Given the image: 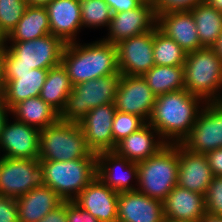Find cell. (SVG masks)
I'll use <instances>...</instances> for the list:
<instances>
[{"mask_svg": "<svg viewBox=\"0 0 222 222\" xmlns=\"http://www.w3.org/2000/svg\"><path fill=\"white\" fill-rule=\"evenodd\" d=\"M178 154L177 185L205 196L214 178L213 171L208 165L205 154L193 153L182 144H178Z\"/></svg>", "mask_w": 222, "mask_h": 222, "instance_id": "obj_19", "label": "cell"}, {"mask_svg": "<svg viewBox=\"0 0 222 222\" xmlns=\"http://www.w3.org/2000/svg\"><path fill=\"white\" fill-rule=\"evenodd\" d=\"M44 185V168L38 158L2 157L0 161L1 196L18 199L33 188Z\"/></svg>", "mask_w": 222, "mask_h": 222, "instance_id": "obj_9", "label": "cell"}, {"mask_svg": "<svg viewBox=\"0 0 222 222\" xmlns=\"http://www.w3.org/2000/svg\"><path fill=\"white\" fill-rule=\"evenodd\" d=\"M67 201L48 213L39 222H67Z\"/></svg>", "mask_w": 222, "mask_h": 222, "instance_id": "obj_41", "label": "cell"}, {"mask_svg": "<svg viewBox=\"0 0 222 222\" xmlns=\"http://www.w3.org/2000/svg\"><path fill=\"white\" fill-rule=\"evenodd\" d=\"M138 165L139 192L146 196L165 201L177 185L179 170L178 144H165L154 155Z\"/></svg>", "mask_w": 222, "mask_h": 222, "instance_id": "obj_4", "label": "cell"}, {"mask_svg": "<svg viewBox=\"0 0 222 222\" xmlns=\"http://www.w3.org/2000/svg\"><path fill=\"white\" fill-rule=\"evenodd\" d=\"M155 15L173 11H190L195 5L204 2V0H152Z\"/></svg>", "mask_w": 222, "mask_h": 222, "instance_id": "obj_36", "label": "cell"}, {"mask_svg": "<svg viewBox=\"0 0 222 222\" xmlns=\"http://www.w3.org/2000/svg\"><path fill=\"white\" fill-rule=\"evenodd\" d=\"M28 7L26 0H0V24L9 35Z\"/></svg>", "mask_w": 222, "mask_h": 222, "instance_id": "obj_34", "label": "cell"}, {"mask_svg": "<svg viewBox=\"0 0 222 222\" xmlns=\"http://www.w3.org/2000/svg\"><path fill=\"white\" fill-rule=\"evenodd\" d=\"M158 29L187 53L204 48L191 11H173L157 15Z\"/></svg>", "mask_w": 222, "mask_h": 222, "instance_id": "obj_21", "label": "cell"}, {"mask_svg": "<svg viewBox=\"0 0 222 222\" xmlns=\"http://www.w3.org/2000/svg\"><path fill=\"white\" fill-rule=\"evenodd\" d=\"M31 67L16 64H3V73H24L29 72Z\"/></svg>", "mask_w": 222, "mask_h": 222, "instance_id": "obj_43", "label": "cell"}, {"mask_svg": "<svg viewBox=\"0 0 222 222\" xmlns=\"http://www.w3.org/2000/svg\"><path fill=\"white\" fill-rule=\"evenodd\" d=\"M50 32L65 44L77 42L82 29L79 0H53L45 6ZM78 36V37H77Z\"/></svg>", "mask_w": 222, "mask_h": 222, "instance_id": "obj_18", "label": "cell"}, {"mask_svg": "<svg viewBox=\"0 0 222 222\" xmlns=\"http://www.w3.org/2000/svg\"><path fill=\"white\" fill-rule=\"evenodd\" d=\"M114 103L92 108L79 122L92 153L113 151L112 123L116 113Z\"/></svg>", "mask_w": 222, "mask_h": 222, "instance_id": "obj_16", "label": "cell"}, {"mask_svg": "<svg viewBox=\"0 0 222 222\" xmlns=\"http://www.w3.org/2000/svg\"><path fill=\"white\" fill-rule=\"evenodd\" d=\"M91 154L79 123L58 119L40 130L39 161H70Z\"/></svg>", "mask_w": 222, "mask_h": 222, "instance_id": "obj_6", "label": "cell"}, {"mask_svg": "<svg viewBox=\"0 0 222 222\" xmlns=\"http://www.w3.org/2000/svg\"><path fill=\"white\" fill-rule=\"evenodd\" d=\"M142 77L146 80L148 86L156 97L172 91L185 89L184 65H155Z\"/></svg>", "mask_w": 222, "mask_h": 222, "instance_id": "obj_30", "label": "cell"}, {"mask_svg": "<svg viewBox=\"0 0 222 222\" xmlns=\"http://www.w3.org/2000/svg\"><path fill=\"white\" fill-rule=\"evenodd\" d=\"M0 132L2 157L35 159L39 157V134L36 127L9 117ZM12 121V122H11Z\"/></svg>", "mask_w": 222, "mask_h": 222, "instance_id": "obj_14", "label": "cell"}, {"mask_svg": "<svg viewBox=\"0 0 222 222\" xmlns=\"http://www.w3.org/2000/svg\"><path fill=\"white\" fill-rule=\"evenodd\" d=\"M19 222H39L63 203L49 186H39L16 199Z\"/></svg>", "mask_w": 222, "mask_h": 222, "instance_id": "obj_25", "label": "cell"}, {"mask_svg": "<svg viewBox=\"0 0 222 222\" xmlns=\"http://www.w3.org/2000/svg\"><path fill=\"white\" fill-rule=\"evenodd\" d=\"M214 176H222V147L205 154Z\"/></svg>", "mask_w": 222, "mask_h": 222, "instance_id": "obj_40", "label": "cell"}, {"mask_svg": "<svg viewBox=\"0 0 222 222\" xmlns=\"http://www.w3.org/2000/svg\"><path fill=\"white\" fill-rule=\"evenodd\" d=\"M3 59H4V49L0 50V95L2 94L4 89Z\"/></svg>", "mask_w": 222, "mask_h": 222, "instance_id": "obj_44", "label": "cell"}, {"mask_svg": "<svg viewBox=\"0 0 222 222\" xmlns=\"http://www.w3.org/2000/svg\"><path fill=\"white\" fill-rule=\"evenodd\" d=\"M61 64L66 69L72 85L118 74V57L115 44L98 39L90 43L80 40L65 45Z\"/></svg>", "mask_w": 222, "mask_h": 222, "instance_id": "obj_2", "label": "cell"}, {"mask_svg": "<svg viewBox=\"0 0 222 222\" xmlns=\"http://www.w3.org/2000/svg\"><path fill=\"white\" fill-rule=\"evenodd\" d=\"M164 222H194V221H179V220L165 219Z\"/></svg>", "mask_w": 222, "mask_h": 222, "instance_id": "obj_50", "label": "cell"}, {"mask_svg": "<svg viewBox=\"0 0 222 222\" xmlns=\"http://www.w3.org/2000/svg\"><path fill=\"white\" fill-rule=\"evenodd\" d=\"M157 16L152 0H145L138 8L112 14L106 37L103 40L117 44L120 41L151 31L156 27Z\"/></svg>", "mask_w": 222, "mask_h": 222, "instance_id": "obj_12", "label": "cell"}, {"mask_svg": "<svg viewBox=\"0 0 222 222\" xmlns=\"http://www.w3.org/2000/svg\"><path fill=\"white\" fill-rule=\"evenodd\" d=\"M8 114L11 115V108L8 105H6V103L2 98V95H0V132L9 119Z\"/></svg>", "mask_w": 222, "mask_h": 222, "instance_id": "obj_42", "label": "cell"}, {"mask_svg": "<svg viewBox=\"0 0 222 222\" xmlns=\"http://www.w3.org/2000/svg\"><path fill=\"white\" fill-rule=\"evenodd\" d=\"M51 34L45 7L28 6L7 41H30Z\"/></svg>", "mask_w": 222, "mask_h": 222, "instance_id": "obj_28", "label": "cell"}, {"mask_svg": "<svg viewBox=\"0 0 222 222\" xmlns=\"http://www.w3.org/2000/svg\"><path fill=\"white\" fill-rule=\"evenodd\" d=\"M119 72L125 76H143L153 66V30L124 39L116 44Z\"/></svg>", "mask_w": 222, "mask_h": 222, "instance_id": "obj_13", "label": "cell"}, {"mask_svg": "<svg viewBox=\"0 0 222 222\" xmlns=\"http://www.w3.org/2000/svg\"><path fill=\"white\" fill-rule=\"evenodd\" d=\"M146 122L139 116L116 111L112 123L113 151L116 144L141 128Z\"/></svg>", "mask_w": 222, "mask_h": 222, "instance_id": "obj_33", "label": "cell"}, {"mask_svg": "<svg viewBox=\"0 0 222 222\" xmlns=\"http://www.w3.org/2000/svg\"><path fill=\"white\" fill-rule=\"evenodd\" d=\"M204 197L206 213L222 217V176H214Z\"/></svg>", "mask_w": 222, "mask_h": 222, "instance_id": "obj_35", "label": "cell"}, {"mask_svg": "<svg viewBox=\"0 0 222 222\" xmlns=\"http://www.w3.org/2000/svg\"><path fill=\"white\" fill-rule=\"evenodd\" d=\"M80 4L82 29L109 27L112 11L104 0H85Z\"/></svg>", "mask_w": 222, "mask_h": 222, "instance_id": "obj_32", "label": "cell"}, {"mask_svg": "<svg viewBox=\"0 0 222 222\" xmlns=\"http://www.w3.org/2000/svg\"><path fill=\"white\" fill-rule=\"evenodd\" d=\"M165 144L157 130L146 122L137 131L119 141L114 152L131 162L139 163L150 158Z\"/></svg>", "mask_w": 222, "mask_h": 222, "instance_id": "obj_22", "label": "cell"}, {"mask_svg": "<svg viewBox=\"0 0 222 222\" xmlns=\"http://www.w3.org/2000/svg\"><path fill=\"white\" fill-rule=\"evenodd\" d=\"M0 222H19L16 199L0 195Z\"/></svg>", "mask_w": 222, "mask_h": 222, "instance_id": "obj_37", "label": "cell"}, {"mask_svg": "<svg viewBox=\"0 0 222 222\" xmlns=\"http://www.w3.org/2000/svg\"><path fill=\"white\" fill-rule=\"evenodd\" d=\"M97 177L118 193L135 191L138 186V165L114 151L100 152L97 154Z\"/></svg>", "mask_w": 222, "mask_h": 222, "instance_id": "obj_15", "label": "cell"}, {"mask_svg": "<svg viewBox=\"0 0 222 222\" xmlns=\"http://www.w3.org/2000/svg\"><path fill=\"white\" fill-rule=\"evenodd\" d=\"M187 52L177 42L167 37L156 26L153 29V57L157 66H180L185 64Z\"/></svg>", "mask_w": 222, "mask_h": 222, "instance_id": "obj_31", "label": "cell"}, {"mask_svg": "<svg viewBox=\"0 0 222 222\" xmlns=\"http://www.w3.org/2000/svg\"><path fill=\"white\" fill-rule=\"evenodd\" d=\"M200 222H222V217L206 213Z\"/></svg>", "mask_w": 222, "mask_h": 222, "instance_id": "obj_45", "label": "cell"}, {"mask_svg": "<svg viewBox=\"0 0 222 222\" xmlns=\"http://www.w3.org/2000/svg\"><path fill=\"white\" fill-rule=\"evenodd\" d=\"M212 48L215 50L216 54L220 57L222 61V32L219 35L217 42Z\"/></svg>", "mask_w": 222, "mask_h": 222, "instance_id": "obj_47", "label": "cell"}, {"mask_svg": "<svg viewBox=\"0 0 222 222\" xmlns=\"http://www.w3.org/2000/svg\"><path fill=\"white\" fill-rule=\"evenodd\" d=\"M118 196L96 176L73 201L100 222H117Z\"/></svg>", "mask_w": 222, "mask_h": 222, "instance_id": "obj_17", "label": "cell"}, {"mask_svg": "<svg viewBox=\"0 0 222 222\" xmlns=\"http://www.w3.org/2000/svg\"><path fill=\"white\" fill-rule=\"evenodd\" d=\"M7 44L3 64L25 65L31 69H50L61 64L66 45L52 34L30 41H7Z\"/></svg>", "mask_w": 222, "mask_h": 222, "instance_id": "obj_8", "label": "cell"}, {"mask_svg": "<svg viewBox=\"0 0 222 222\" xmlns=\"http://www.w3.org/2000/svg\"><path fill=\"white\" fill-rule=\"evenodd\" d=\"M8 35L4 32L2 29V26L0 24V50H3L6 48Z\"/></svg>", "mask_w": 222, "mask_h": 222, "instance_id": "obj_46", "label": "cell"}, {"mask_svg": "<svg viewBox=\"0 0 222 222\" xmlns=\"http://www.w3.org/2000/svg\"><path fill=\"white\" fill-rule=\"evenodd\" d=\"M208 5L222 13V0H204Z\"/></svg>", "mask_w": 222, "mask_h": 222, "instance_id": "obj_49", "label": "cell"}, {"mask_svg": "<svg viewBox=\"0 0 222 222\" xmlns=\"http://www.w3.org/2000/svg\"><path fill=\"white\" fill-rule=\"evenodd\" d=\"M163 202L135 191L118 196L117 222H164Z\"/></svg>", "mask_w": 222, "mask_h": 222, "instance_id": "obj_20", "label": "cell"}, {"mask_svg": "<svg viewBox=\"0 0 222 222\" xmlns=\"http://www.w3.org/2000/svg\"><path fill=\"white\" fill-rule=\"evenodd\" d=\"M73 85L62 64L48 69L45 83L39 97L48 103L59 115L63 111Z\"/></svg>", "mask_w": 222, "mask_h": 222, "instance_id": "obj_27", "label": "cell"}, {"mask_svg": "<svg viewBox=\"0 0 222 222\" xmlns=\"http://www.w3.org/2000/svg\"><path fill=\"white\" fill-rule=\"evenodd\" d=\"M205 102L186 89L159 95L148 123L167 144H182Z\"/></svg>", "mask_w": 222, "mask_h": 222, "instance_id": "obj_1", "label": "cell"}, {"mask_svg": "<svg viewBox=\"0 0 222 222\" xmlns=\"http://www.w3.org/2000/svg\"><path fill=\"white\" fill-rule=\"evenodd\" d=\"M51 1L53 0H26L28 6H39V7H45Z\"/></svg>", "mask_w": 222, "mask_h": 222, "instance_id": "obj_48", "label": "cell"}, {"mask_svg": "<svg viewBox=\"0 0 222 222\" xmlns=\"http://www.w3.org/2000/svg\"><path fill=\"white\" fill-rule=\"evenodd\" d=\"M182 145L197 154L222 147V102L204 104Z\"/></svg>", "mask_w": 222, "mask_h": 222, "instance_id": "obj_10", "label": "cell"}, {"mask_svg": "<svg viewBox=\"0 0 222 222\" xmlns=\"http://www.w3.org/2000/svg\"><path fill=\"white\" fill-rule=\"evenodd\" d=\"M184 85L205 103L222 102V61L212 47L187 53Z\"/></svg>", "mask_w": 222, "mask_h": 222, "instance_id": "obj_3", "label": "cell"}, {"mask_svg": "<svg viewBox=\"0 0 222 222\" xmlns=\"http://www.w3.org/2000/svg\"><path fill=\"white\" fill-rule=\"evenodd\" d=\"M67 222H100L74 201H67Z\"/></svg>", "mask_w": 222, "mask_h": 222, "instance_id": "obj_38", "label": "cell"}, {"mask_svg": "<svg viewBox=\"0 0 222 222\" xmlns=\"http://www.w3.org/2000/svg\"><path fill=\"white\" fill-rule=\"evenodd\" d=\"M48 69H31L24 73H3L2 98L12 108L30 97H38L45 83Z\"/></svg>", "mask_w": 222, "mask_h": 222, "instance_id": "obj_24", "label": "cell"}, {"mask_svg": "<svg viewBox=\"0 0 222 222\" xmlns=\"http://www.w3.org/2000/svg\"><path fill=\"white\" fill-rule=\"evenodd\" d=\"M156 98L142 76L121 75L113 103L117 111L137 115L148 122Z\"/></svg>", "mask_w": 222, "mask_h": 222, "instance_id": "obj_11", "label": "cell"}, {"mask_svg": "<svg viewBox=\"0 0 222 222\" xmlns=\"http://www.w3.org/2000/svg\"><path fill=\"white\" fill-rule=\"evenodd\" d=\"M121 75H107L74 85L59 119L79 123L92 108L113 103Z\"/></svg>", "mask_w": 222, "mask_h": 222, "instance_id": "obj_7", "label": "cell"}, {"mask_svg": "<svg viewBox=\"0 0 222 222\" xmlns=\"http://www.w3.org/2000/svg\"><path fill=\"white\" fill-rule=\"evenodd\" d=\"M203 47H213L222 32V13L205 1L195 5L191 10Z\"/></svg>", "mask_w": 222, "mask_h": 222, "instance_id": "obj_29", "label": "cell"}, {"mask_svg": "<svg viewBox=\"0 0 222 222\" xmlns=\"http://www.w3.org/2000/svg\"><path fill=\"white\" fill-rule=\"evenodd\" d=\"M112 14L138 8L145 0H104Z\"/></svg>", "mask_w": 222, "mask_h": 222, "instance_id": "obj_39", "label": "cell"}, {"mask_svg": "<svg viewBox=\"0 0 222 222\" xmlns=\"http://www.w3.org/2000/svg\"><path fill=\"white\" fill-rule=\"evenodd\" d=\"M11 114L17 121L39 130L45 129L59 119V114L39 96L30 97L15 104L11 108Z\"/></svg>", "mask_w": 222, "mask_h": 222, "instance_id": "obj_26", "label": "cell"}, {"mask_svg": "<svg viewBox=\"0 0 222 222\" xmlns=\"http://www.w3.org/2000/svg\"><path fill=\"white\" fill-rule=\"evenodd\" d=\"M165 219L200 222L206 214L205 197L176 185L163 202Z\"/></svg>", "mask_w": 222, "mask_h": 222, "instance_id": "obj_23", "label": "cell"}, {"mask_svg": "<svg viewBox=\"0 0 222 222\" xmlns=\"http://www.w3.org/2000/svg\"><path fill=\"white\" fill-rule=\"evenodd\" d=\"M44 168L45 185L63 201H73L97 176V154L70 161H39Z\"/></svg>", "mask_w": 222, "mask_h": 222, "instance_id": "obj_5", "label": "cell"}]
</instances>
